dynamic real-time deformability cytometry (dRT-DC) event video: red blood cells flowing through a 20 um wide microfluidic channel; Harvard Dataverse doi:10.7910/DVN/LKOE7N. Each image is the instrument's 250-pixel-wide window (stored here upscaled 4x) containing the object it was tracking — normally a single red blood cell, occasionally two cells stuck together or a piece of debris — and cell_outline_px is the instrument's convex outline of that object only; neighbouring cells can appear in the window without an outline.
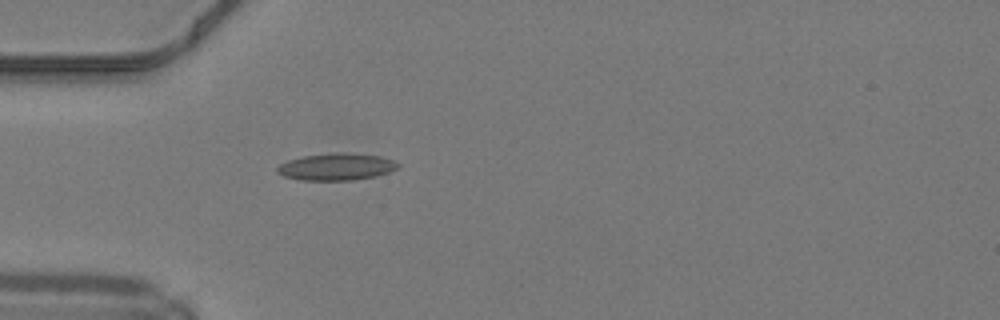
{"species": "common noctule bat (a hibernating species)", "species_latin": "Nyctalus noctula", "temperature_condition": "warm", "stored_images_in_passage": 29, "camera_frame_rate_fps": 3000, "um_per_image_px": 0.085, "animal": {"sex": "male", "body_mass_g": 19.2, "forearm_length_mm": 51.8}, "frame": {"image": 1, "passage_image": 1, "time_ms": 0.0, "image_size_px": [1000, 320], "cell_outline_px": [[400, 168], [376, 176], [352, 180], [300, 180], [284, 176], [276, 172], [276, 168], [280, 164], [288, 160], [304, 156], [332, 152], [344, 152], [380, 156], [392, 160], [400, 164]], "centroid_in_image_um": [28.6, 14.17], "position_along_channel_um": 56.4, "area_um2": 19.07}}
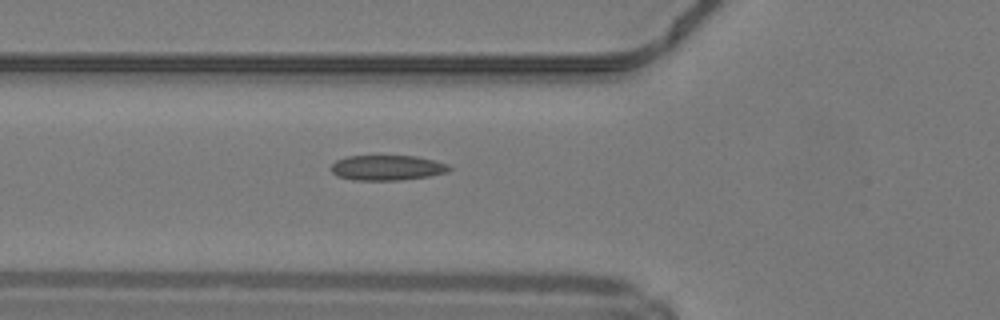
{"frame": {"image": 2, "passage_image": 4, "time_ms": 1.0, "image_size_px": [1000, 320], "cell_outline_px": [[452, 168], [448, 172], [428, 176], [400, 180], [352, 180], [336, 176], [332, 172], [332, 164], [336, 160], [348, 156], [416, 156], [448, 164]], "centroid_in_image_um": [32.9, 14.26], "position_along_channel_um": 92.9, "area_um2": 17.28}}
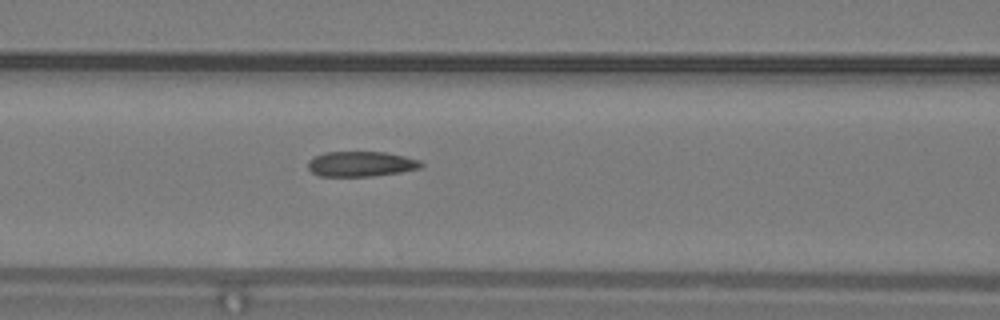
{"frame": {"image": 3, "passage_image": 7, "time_ms": 2.0, "image_size_px": [1000, 320], "cell_outline_px": [[424, 164], [420, 168], [400, 172], [372, 176], [320, 176], [312, 172], [308, 168], [308, 160], [324, 152], [384, 152], [404, 156], [420, 160]], "centroid_in_image_um": [30.68, 13.93], "position_along_channel_um": 135.9, "area_um2": 16.53}, "authors_computed_cell_mechanics": {"area_um2": 17.3978, "velocity_mm_per_s": 4.236, "shape_relaxation_time_tau1_ms": null, "shape_relaxation_time_tau2_ms": 1.7058, "deformation_change_tau1": null, "deformation_change_tau2": 0.0881}}